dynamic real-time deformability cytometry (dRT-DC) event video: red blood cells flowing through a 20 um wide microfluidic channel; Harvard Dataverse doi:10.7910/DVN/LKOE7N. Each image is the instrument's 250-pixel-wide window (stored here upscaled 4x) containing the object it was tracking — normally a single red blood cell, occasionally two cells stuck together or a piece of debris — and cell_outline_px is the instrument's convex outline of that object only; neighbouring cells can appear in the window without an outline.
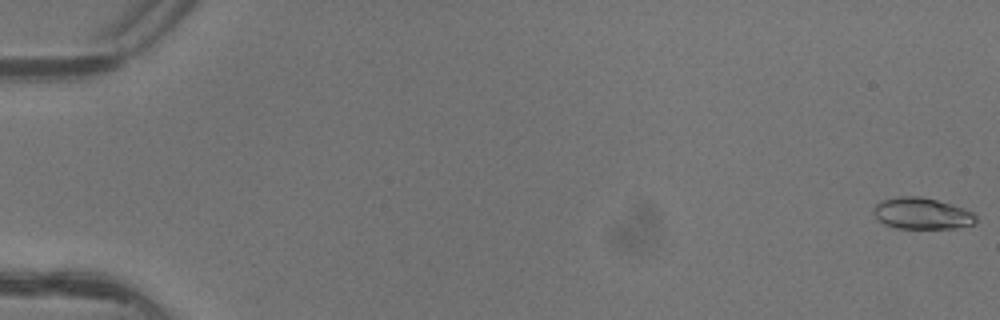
{"species": "common noctule bat (a hibernating species)", "species_latin": "Nyctalus noctula", "temperature_condition": "warm", "stored_images_in_passage": 6, "camera_frame_rate_fps": 3000, "um_per_image_px": 0.085, "animal": {"sex": "female"}, "frame": {"image": 1, "passage_image": 1, "time_ms": 0.0, "image_size_px": [1000, 320], "cell_outline_px": [[976, 224], [956, 228], [896, 228], [884, 224], [872, 212], [872, 208], [880, 200], [900, 196], [920, 196], [936, 200], [964, 208], [972, 212], [976, 216]], "centroid_in_image_um": [78.35, 18.14], "position_along_channel_um": 6.6, "area_um2": 18.79}}
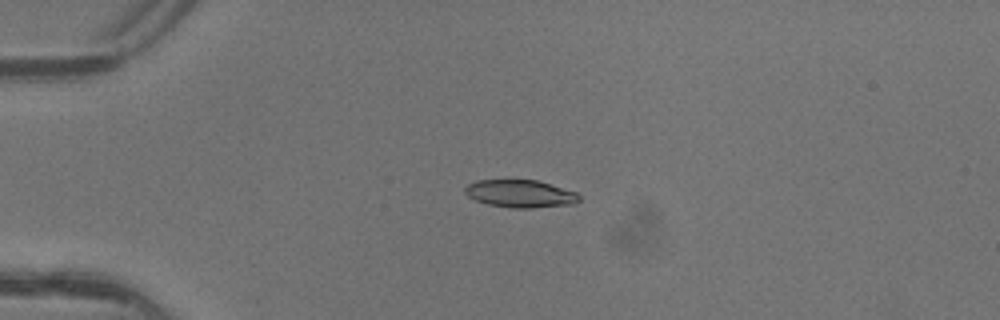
{"frame": {"image": 2, "passage_image": 4, "time_ms": 1.0, "image_size_px": [1000, 320], "cell_outline_px": [[580, 200], [572, 204], [532, 208], [512, 208], [488, 204], [476, 200], [468, 196], [464, 192], [464, 188], [468, 184], [476, 180], [536, 180], [576, 192], [580, 196]], "centroid_in_image_um": [44.2, 16.46], "position_along_channel_um": 40.8, "area_um2": 18.26}}
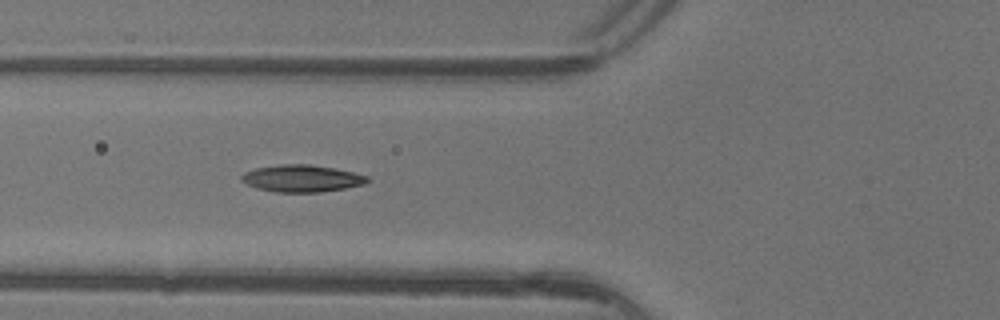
{"frame": {"image": 3, "passage_image": 6, "time_ms": 1.667, "image_size_px": [1000, 320], "cell_outline_px": [[368, 180], [364, 184], [344, 188], [320, 192], [276, 192], [256, 188], [240, 180], [240, 176], [244, 172], [256, 168], [280, 164], [308, 164], [336, 168], [368, 176]], "centroid_in_image_um": [25.62, 15.16], "position_along_channel_um": 100.2, "area_um2": 19.77}}